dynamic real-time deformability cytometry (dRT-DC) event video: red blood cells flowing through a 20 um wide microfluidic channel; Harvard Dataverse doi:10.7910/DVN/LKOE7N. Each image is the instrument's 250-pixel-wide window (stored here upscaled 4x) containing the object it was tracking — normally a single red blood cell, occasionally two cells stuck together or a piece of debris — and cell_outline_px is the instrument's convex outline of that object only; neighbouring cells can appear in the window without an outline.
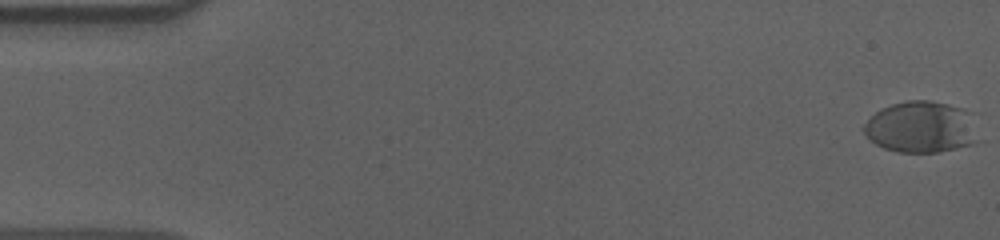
{"species": "human", "species_latin": "Homo sapiens", "temperature_condition": "cold", "stored_images_in_passage": 57, "camera_frame_rate_fps": 3000, "um_per_image_px": 0.085, "donor": {"sex": "male"}, "frame": {"image": 1, "passage_image": 1, "time_ms": 0.0, "image_size_px": [1000, 240], "cell_outline_px": [[984, 140], [976, 144], [936, 152], [900, 152], [884, 148], [876, 144], [864, 132], [864, 124], [880, 108], [892, 104], [908, 100], [928, 100], [948, 104], [964, 108], [972, 112]], "centroid_in_image_um": [78.44, 10.8], "position_along_channel_um": 6.6, "area_um2": 35.14}}
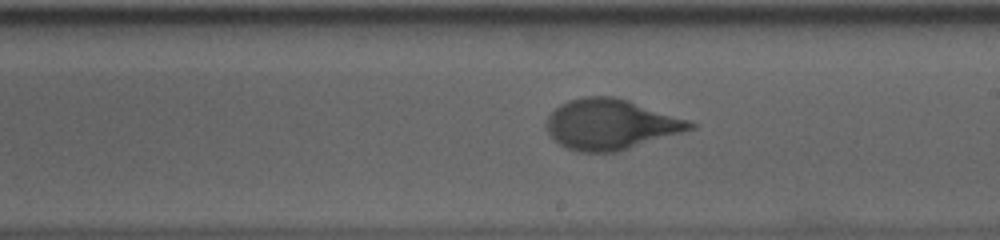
{"frame": {"image": 2, "passage_image": 33, "time_ms": 10.667, "image_size_px": [1000, 240], "cell_outline_px": [[696, 128], [620, 152], [580, 152], [568, 148], [560, 144], [548, 132], [548, 116], [560, 104], [568, 100], [588, 96], [612, 96], [628, 100], [688, 120], [696, 124]], "centroid_in_image_um": [51.94, 10.58], "position_along_channel_um": 237.1, "area_um2": 41.91}}
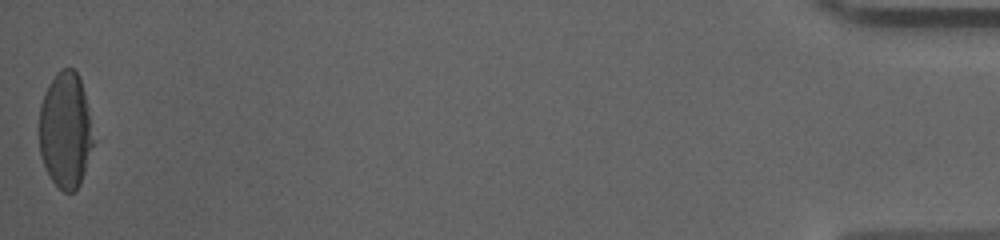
{"frame": {"image": 3, "passage_image": 57, "time_ms": 18.667, "image_size_px": [1000, 240], "cell_outline_px": [[92, 144], [84, 172], [80, 184], [72, 192], [64, 192], [52, 180], [44, 164], [40, 152], [40, 104], [44, 92], [48, 84], [56, 72], [64, 68], [72, 68], [80, 76], [88, 108], [92, 140]], "centroid_in_image_um": [5.54, 11.02], "position_along_channel_um": 429.7, "area_um2": 35.95}, "authors_computed_cell_mechanics": {"area_um2": 39.6508, "velocity_mm_per_s": 3.6109, "shape_relaxation_time_tau1_ms": 4.6875, "shape_relaxation_time_tau2_ms": null, "deformation_change_tau1": 0.186, "deformation_change_tau2": null}}